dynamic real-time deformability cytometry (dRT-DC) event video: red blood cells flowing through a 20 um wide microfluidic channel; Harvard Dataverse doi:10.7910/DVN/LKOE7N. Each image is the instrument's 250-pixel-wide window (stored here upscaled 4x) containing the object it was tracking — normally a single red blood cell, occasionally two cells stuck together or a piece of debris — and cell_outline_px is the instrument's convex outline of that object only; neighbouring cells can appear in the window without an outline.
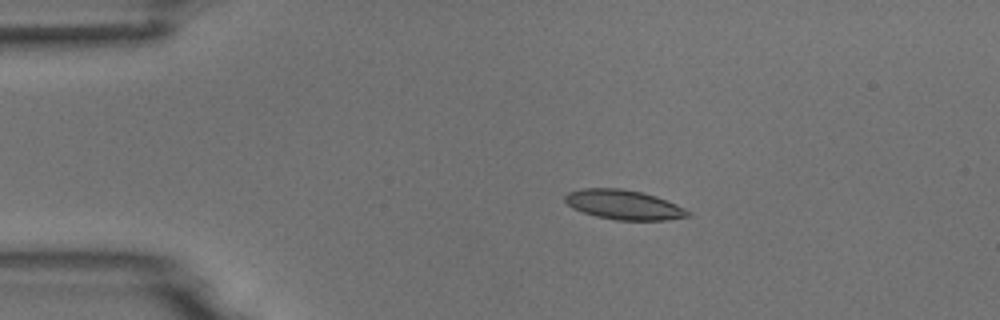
{"species": "common noctule bat (a hibernating species)", "species_latin": "Nyctalus noctula", "temperature_condition": "room temperature", "stored_images_in_passage": 6, "camera_frame_rate_fps": 3000, "um_per_image_px": 0.085, "animal": {"sex": "male", "body_mass_g": 18.8}, "frame": {"image": 1, "passage_image": 3, "time_ms": 3.0, "image_size_px": [1000, 320], "cell_outline_px": [[692, 216], [668, 220], [616, 220], [596, 216], [572, 208], [564, 200], [564, 196], [568, 192], [584, 188], [620, 188], [644, 192], [656, 196], [676, 204], [692, 212]], "centroid_in_image_um": [53.05, 17.4], "position_along_channel_um": 31.9, "area_um2": 21.33}}
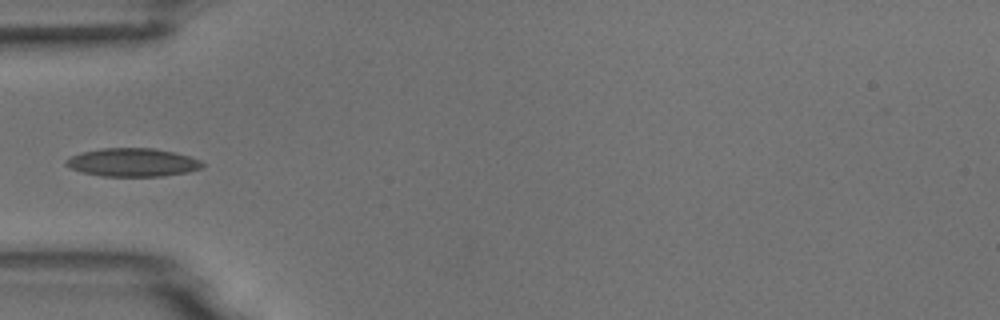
{"frame": {"image": 2, "passage_image": 5, "time_ms": 5.333, "image_size_px": [1000, 320], "cell_outline_px": [[204, 164], [200, 168], [188, 172], [160, 176], [100, 176], [68, 168], [64, 164], [64, 160], [72, 156], [84, 152], [100, 148], [152, 148], [176, 152], [200, 160]], "centroid_in_image_um": [11.25, 13.8], "position_along_channel_um": 73.8, "area_um2": 22.43}}